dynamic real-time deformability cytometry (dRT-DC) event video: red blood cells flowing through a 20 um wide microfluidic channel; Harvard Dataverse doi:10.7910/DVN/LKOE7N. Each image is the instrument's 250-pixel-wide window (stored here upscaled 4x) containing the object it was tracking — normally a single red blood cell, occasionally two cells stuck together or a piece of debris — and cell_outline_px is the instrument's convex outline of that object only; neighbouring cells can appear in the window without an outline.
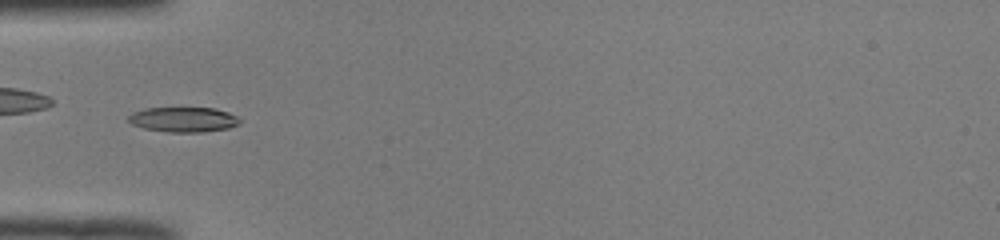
{"species": "common noctule bat (a hibernating species)", "species_latin": "Nyctalus noctula", "temperature_condition": "room temperature", "stored_images_in_passage": 51, "camera_frame_rate_fps": 3000, "um_per_image_px": 0.085, "animal": {"sex": "male", "body_mass_g": 19.0, "forearm_length_mm": 50.8}, "frame": {"image": 1, "passage_image": 18, "time_ms": 5.667, "image_size_px": [1000, 240], "cell_outline_px": [[240, 124], [228, 128], [204, 132], [168, 132], [144, 128], [132, 124], [128, 120], [128, 116], [132, 112], [144, 108], [216, 108], [228, 112], [236, 116], [240, 120]], "centroid_in_image_um": [15.59, 10.16], "position_along_channel_um": 69.4, "area_um2": 16.24}}
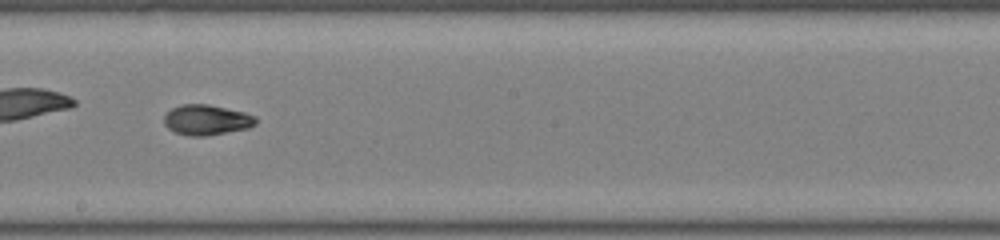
{"frame": {"image": 2, "passage_image": 30, "time_ms": 9.667, "image_size_px": [1000, 240], "cell_outline_px": [[256, 124], [248, 128], [204, 136], [192, 136], [176, 132], [168, 128], [164, 124], [164, 116], [172, 108], [180, 104], [208, 104], [244, 112], [256, 116]], "centroid_in_image_um": [17.56, 10.18], "position_along_channel_um": 230.6, "area_um2": 16.07}}
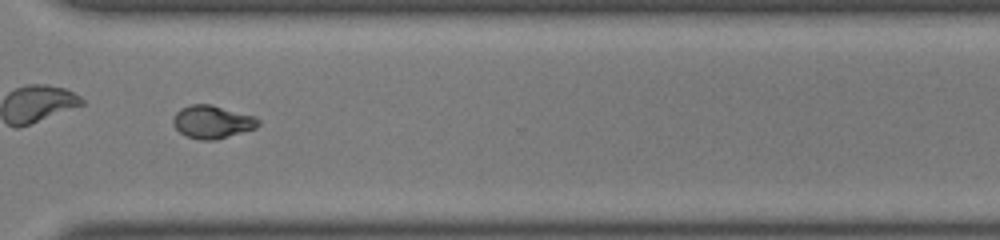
{"frame": {"image": 3, "passage_image": 39, "time_ms": 12.667, "image_size_px": [1000, 240], "cell_outline_px": [[260, 124], [256, 128], [212, 140], [200, 140], [188, 136], [180, 132], [172, 124], [172, 120], [176, 112], [180, 108], [192, 104], [212, 104], [256, 116], [260, 120]], "centroid_in_image_um": [18.05, 10.34], "position_along_channel_um": 352.6, "area_um2": 16.36}, "authors_computed_cell_mechanics": {"area_um2": 16.184, "velocity_mm_per_s": 4.0435, "shape_relaxation_time_tau1_ms": 6.5466, "shape_relaxation_time_tau2_ms": 1.3794, "deformation_change_tau1": 0.1834, "deformation_change_tau2": 0.055}}